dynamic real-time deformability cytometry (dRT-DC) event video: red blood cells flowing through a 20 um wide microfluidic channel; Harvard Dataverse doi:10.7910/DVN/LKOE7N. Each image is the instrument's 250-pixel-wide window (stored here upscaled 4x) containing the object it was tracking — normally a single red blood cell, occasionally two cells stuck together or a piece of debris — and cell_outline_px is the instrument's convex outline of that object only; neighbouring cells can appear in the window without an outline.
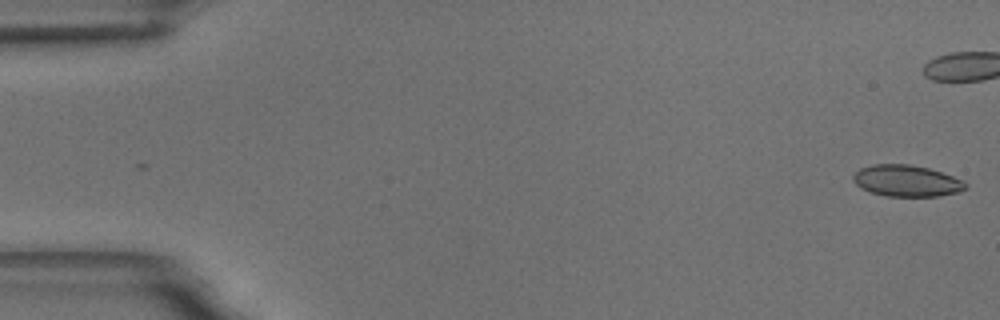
{"species": "common noctule bat (a hibernating species)", "species_latin": "Nyctalus noctula", "temperature_condition": "room temperature", "stored_images_in_passage": 44, "camera_frame_rate_fps": 3000, "um_per_image_px": 0.085, "animal": {"sex": "male", "body_mass_g": 18.8}, "frame": {"image": 1, "passage_image": 1, "time_ms": 0.0, "image_size_px": [1000, 320], "cell_outline_px": [[968, 188], [956, 192], [936, 196], [888, 196], [872, 192], [860, 188], [852, 180], [852, 176], [860, 168], [872, 164], [908, 164], [928, 168], [952, 176], [968, 184]], "centroid_in_image_um": [77.02, 15.36], "position_along_channel_um": 8.0, "area_um2": 20.4}}
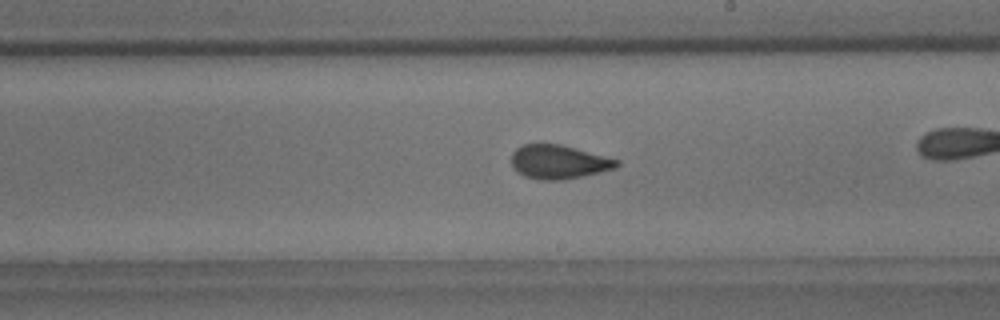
{"frame": {"image": 2, "passage_image": 32, "time_ms": 10.333, "image_size_px": [1000, 320], "cell_outline_px": [[620, 164], [616, 168], [584, 176], [564, 180], [536, 180], [524, 176], [516, 172], [512, 168], [512, 152], [516, 148], [524, 144], [560, 144], [620, 160]], "centroid_in_image_um": [47.47, 13.78], "position_along_channel_um": 241.5, "area_um2": 20.98}}